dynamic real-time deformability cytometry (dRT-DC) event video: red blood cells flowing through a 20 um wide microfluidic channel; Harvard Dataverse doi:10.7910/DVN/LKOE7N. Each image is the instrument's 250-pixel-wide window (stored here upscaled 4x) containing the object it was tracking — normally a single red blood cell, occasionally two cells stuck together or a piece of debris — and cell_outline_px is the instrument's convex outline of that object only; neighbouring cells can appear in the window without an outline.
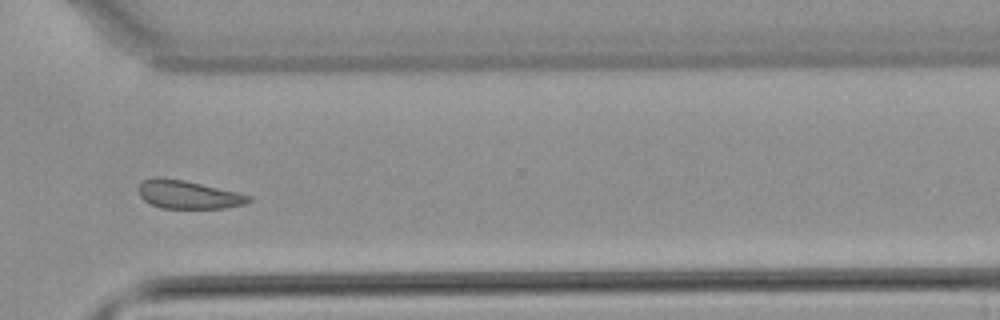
{"species": "common noctule bat (a hibernating species)", "species_latin": "Nyctalus noctula", "temperature_condition": "warm", "stored_images_in_passage": 46, "camera_frame_rate_fps": 3000, "um_per_image_px": 0.085, "animal": {"sex": "male", "body_mass_g": 21.5, "forearm_length_mm": 52.0}, "frame": {"image": 1, "passage_image": 33, "time_ms": 10.667, "image_size_px": [1000, 320], "cell_outline_px": [[252, 200], [244, 204], [224, 208], [160, 208], [144, 200], [140, 196], [140, 184], [144, 180], [152, 176], [160, 176], [184, 180], [236, 192], [252, 196]], "centroid_in_image_um": [15.98, 16.53], "position_along_channel_um": 354.6, "area_um2": 18.03}}